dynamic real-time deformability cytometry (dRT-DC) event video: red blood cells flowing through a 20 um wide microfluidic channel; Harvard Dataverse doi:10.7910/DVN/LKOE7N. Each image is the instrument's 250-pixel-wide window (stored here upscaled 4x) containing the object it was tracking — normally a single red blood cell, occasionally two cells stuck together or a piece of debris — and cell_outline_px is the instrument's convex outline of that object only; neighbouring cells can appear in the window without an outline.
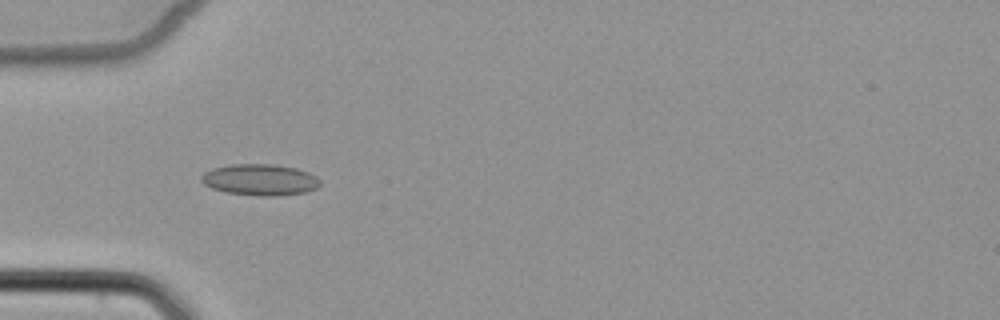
{"species": "common noctule bat (a hibernating species)", "species_latin": "Nyctalus noctula", "temperature_condition": "cold", "stored_images_in_passage": 4, "camera_frame_rate_fps": 3000, "um_per_image_px": 0.085, "animal": {"sex": "female", "body_mass_g": 22.7, "forearm_length_mm": 54.2}, "frame": {"image": 1, "passage_image": 4, "time_ms": 4.333, "image_size_px": [1000, 320], "cell_outline_px": [[320, 184], [316, 188], [304, 192], [276, 196], [260, 196], [224, 192], [212, 188], [204, 184], [200, 180], [200, 176], [204, 172], [212, 168], [232, 164], [272, 164], [296, 168], [308, 172], [316, 176], [320, 180]], "centroid_in_image_um": [22.07, 15.27], "position_along_channel_um": 62.9, "area_um2": 21.73}}